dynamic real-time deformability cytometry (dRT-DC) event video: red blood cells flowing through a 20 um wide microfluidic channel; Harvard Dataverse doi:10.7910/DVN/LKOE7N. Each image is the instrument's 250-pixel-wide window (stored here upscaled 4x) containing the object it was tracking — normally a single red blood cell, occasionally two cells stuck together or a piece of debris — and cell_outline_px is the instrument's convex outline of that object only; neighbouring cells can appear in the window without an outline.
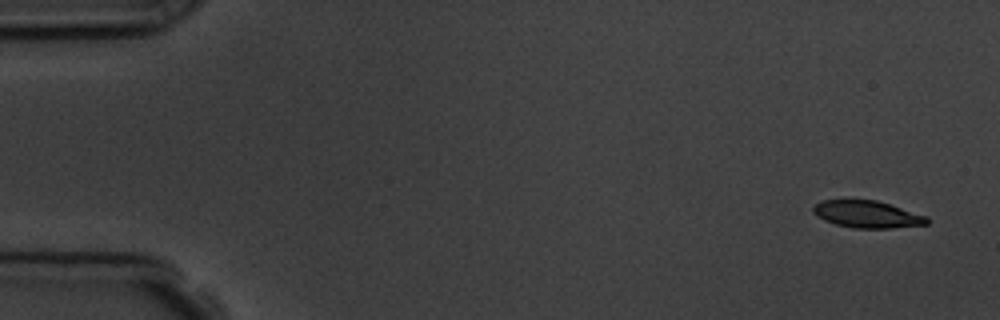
{"species": "common noctule bat (a hibernating species)", "species_latin": "Nyctalus noctula", "temperature_condition": "room temperature", "stored_images_in_passage": 5, "camera_frame_rate_fps": 3000, "um_per_image_px": 0.085, "animal": {"sex": "male", "body_mass_g": 19.5, "forearm_length_mm": 54.6}, "frame": {"image": 1, "passage_image": 1, "time_ms": 0.0, "image_size_px": [1000, 320], "cell_outline_px": [[928, 224], [892, 228], [852, 228], [836, 224], [824, 220], [816, 216], [812, 212], [812, 208], [816, 204], [824, 200], [876, 200], [928, 216]], "centroid_in_image_um": [73.71, 18.22], "position_along_channel_um": 11.3, "area_um2": 17.92}}
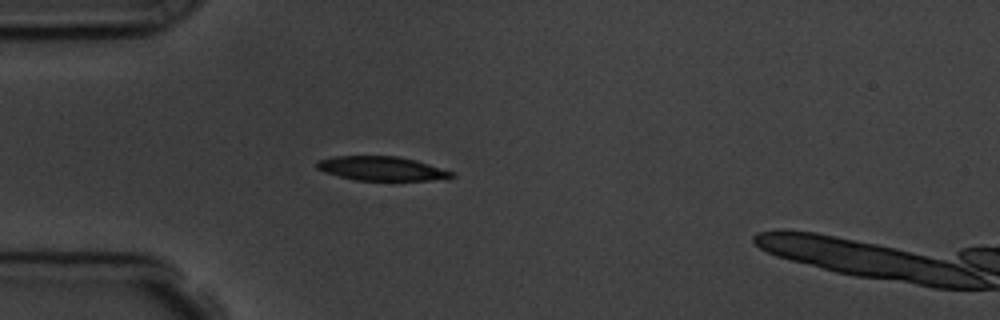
{"frame": {"image": 2, "passage_image": 4, "time_ms": 4.333, "image_size_px": [1000, 320], "cell_outline_px": [[456, 176], [428, 180], [356, 180], [324, 172], [316, 168], [316, 160], [332, 156], [400, 156], [416, 160], [456, 172]], "centroid_in_image_um": [32.43, 14.31], "position_along_channel_um": 52.6, "area_um2": 19.02}}